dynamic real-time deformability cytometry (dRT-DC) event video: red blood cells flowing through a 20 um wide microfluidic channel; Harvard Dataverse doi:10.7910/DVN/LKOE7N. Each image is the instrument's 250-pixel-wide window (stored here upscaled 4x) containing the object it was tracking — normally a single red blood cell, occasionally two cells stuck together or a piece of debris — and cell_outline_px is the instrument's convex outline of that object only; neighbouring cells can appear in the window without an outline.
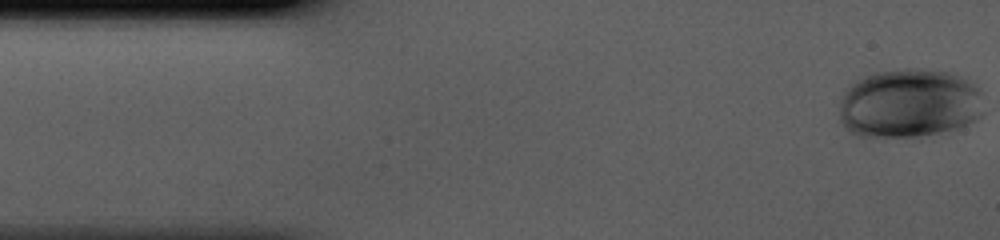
{"species": "human", "species_latin": "Homo sapiens", "temperature_condition": "cold", "stored_images_in_passage": 41, "camera_frame_rate_fps": 3000, "um_per_image_px": 0.085, "donor": {"sex": "male"}, "frame": {"image": 1, "passage_image": 1, "time_ms": 0.0, "image_size_px": [1000, 240], "cell_outline_px": [[984, 112], [976, 120], [956, 128], [916, 136], [860, 136], [848, 132], [840, 120], [840, 100], [844, 92], [852, 84], [864, 76], [876, 72], [900, 68], [920, 68], [948, 72], [960, 76], [972, 84], [980, 92]], "centroid_in_image_um": [77.27, 8.77], "position_along_channel_um": 7.7, "area_um2": 57.97}}
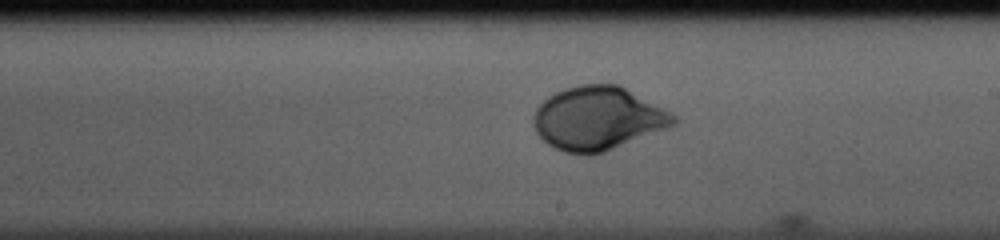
{"frame": {"image": 2, "passage_image": 24, "time_ms": 7.667, "image_size_px": [1000, 240], "cell_outline_px": [[676, 124], [604, 152], [592, 156], [584, 156], [564, 152], [548, 144], [536, 132], [532, 124], [532, 116], [536, 108], [548, 96], [564, 88], [580, 84], [620, 84], [676, 116]], "centroid_in_image_um": [50.76, 10.07], "position_along_channel_um": 238.2, "area_um2": 51.79}}
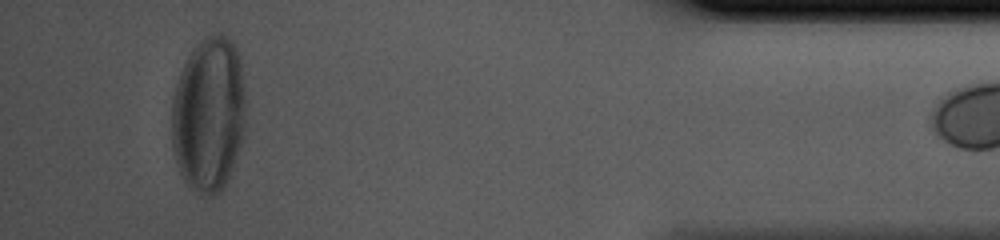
{"frame": {"image": 3, "passage_image": 40, "time_ms": 13.0, "image_size_px": [1000, 240], "cell_outline_px": [[244, 132], [228, 180], [212, 196], [200, 196], [184, 180], [176, 164], [172, 148], [172, 96], [180, 72], [188, 56], [196, 44], [208, 36], [216, 32], [220, 32], [228, 36], [236, 44], [240, 56], [244, 92]], "centroid_in_image_um": [17.73, 9.69], "position_along_channel_um": 417.5, "area_um2": 67.28}}